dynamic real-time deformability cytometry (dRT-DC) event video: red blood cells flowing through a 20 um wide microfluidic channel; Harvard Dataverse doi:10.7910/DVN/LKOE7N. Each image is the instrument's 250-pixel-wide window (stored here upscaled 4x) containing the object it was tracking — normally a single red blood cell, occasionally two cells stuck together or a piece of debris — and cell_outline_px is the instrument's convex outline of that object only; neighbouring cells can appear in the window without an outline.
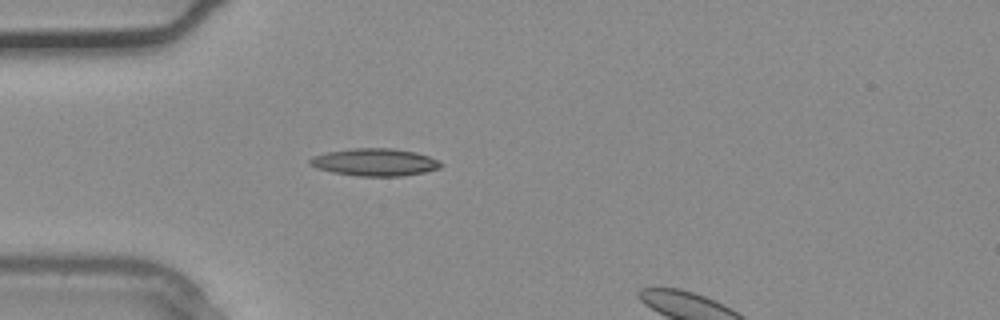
{"species": "common noctule bat (a hibernating species)", "species_latin": "Nyctalus noctula", "temperature_condition": "warm", "stored_images_in_passage": 5, "segment_of_instrument_passage": [1, 2], "camera_frame_rate_fps": 3000, "um_per_image_px": 0.085, "animal": {"sex": "male", "body_mass_g": 20.4}, "frame": {"image": 1, "passage_image": 4, "time_ms": 1.0, "image_size_px": [1000, 320], "cell_outline_px": [[444, 164], [440, 168], [424, 172], [400, 176], [360, 176], [332, 172], [316, 168], [308, 164], [308, 160], [312, 156], [328, 152], [352, 148], [392, 148], [416, 152], [440, 160]], "centroid_in_image_um": [31.86, 13.78], "position_along_channel_um": 53.1, "area_um2": 21.04}}